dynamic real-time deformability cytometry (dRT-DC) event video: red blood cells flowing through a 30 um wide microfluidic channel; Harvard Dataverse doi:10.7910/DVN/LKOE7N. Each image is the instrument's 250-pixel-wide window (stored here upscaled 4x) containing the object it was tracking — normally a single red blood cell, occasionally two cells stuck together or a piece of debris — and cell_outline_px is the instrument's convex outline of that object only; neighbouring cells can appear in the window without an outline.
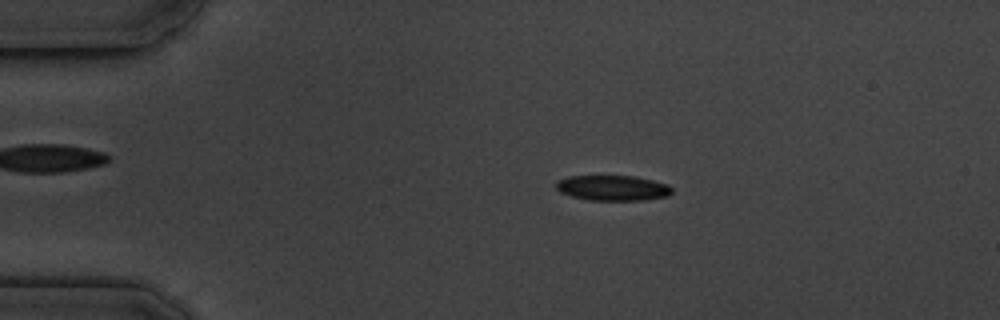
{"species": "common noctule bat (a hibernating species)", "species_latin": "Nyctalus noctula", "temperature_condition": "cold", "stored_images_in_passage": 7, "camera_frame_rate_fps": 3000, "um_per_image_px": 0.085, "animal": {"sex": "male", "body_mass_g": 19.5, "forearm_length_mm": 54.6}, "frame": {"image": 1, "passage_image": 3, "time_ms": 3.0, "image_size_px": [1000, 320], "cell_outline_px": [[672, 192], [668, 196], [644, 200], [588, 200], [572, 196], [560, 192], [556, 188], [556, 180], [568, 176], [636, 176], [668, 184], [672, 188]], "centroid_in_image_um": [52.08, 15.97], "position_along_channel_um": 32.9, "area_um2": 17.17}}
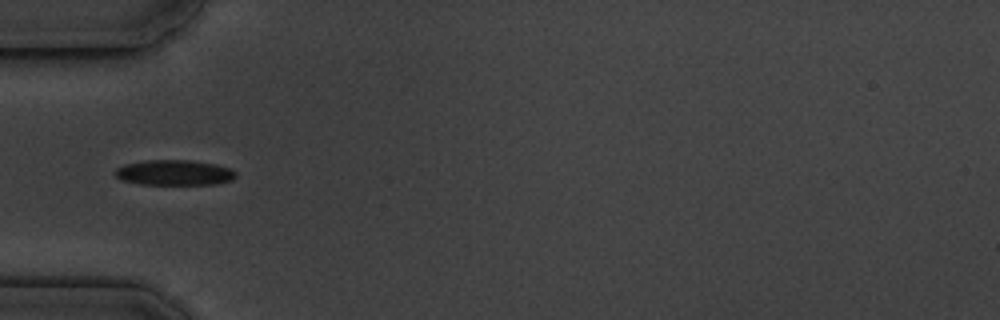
{"frame": {"image": 2, "passage_image": 5, "time_ms": 5.333, "image_size_px": [1000, 320], "cell_outline_px": [[236, 176], [232, 180], [216, 184], [140, 184], [120, 180], [116, 176], [116, 168], [124, 164], [144, 160], [188, 160], [216, 164], [232, 168], [236, 172]], "centroid_in_image_um": [14.83, 14.67], "position_along_channel_um": 70.2, "area_um2": 17.92}}
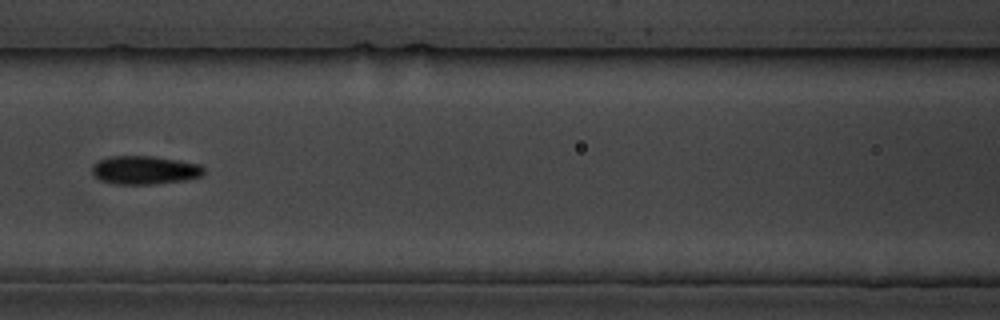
{"frame": {"image": 3, "passage_image": 7, "time_ms": 7.667, "image_size_px": [1000, 320], "cell_outline_px": [[204, 172], [200, 176], [184, 180], [152, 184], [112, 184], [100, 180], [92, 172], [92, 164], [100, 160], [112, 156], [152, 156], [200, 164], [204, 168]], "centroid_in_image_um": [12.27, 14.46], "position_along_channel_um": 154.3, "area_um2": 18.38}}